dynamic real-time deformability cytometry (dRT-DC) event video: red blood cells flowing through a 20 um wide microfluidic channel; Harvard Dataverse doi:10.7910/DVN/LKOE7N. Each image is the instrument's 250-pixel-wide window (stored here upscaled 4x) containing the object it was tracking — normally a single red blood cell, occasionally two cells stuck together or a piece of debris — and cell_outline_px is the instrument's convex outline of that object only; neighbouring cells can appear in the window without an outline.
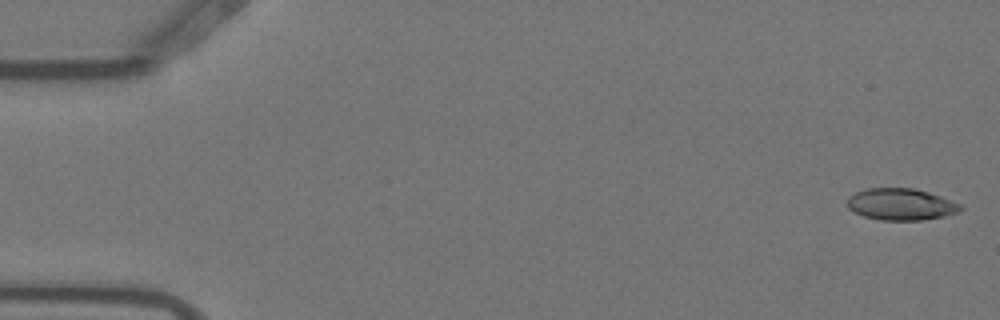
{"species": "Egyptian fruit bat (a non-hibernating species)", "species_latin": "Rousettus aegyptiacus", "temperature_condition": "warm", "stored_images_in_passage": 4, "camera_frame_rate_fps": 3000, "um_per_image_px": 0.085, "animal": {"sex": "female"}, "frame": {"image": 1, "passage_image": 1, "time_ms": 0.0, "image_size_px": [1000, 320], "cell_outline_px": [[964, 208], [960, 212], [944, 216], [920, 220], [880, 220], [864, 216], [848, 208], [848, 196], [856, 192], [868, 188], [912, 188], [928, 192], [940, 196], [960, 204]], "centroid_in_image_um": [76.59, 17.37], "position_along_channel_um": 8.4, "area_um2": 20.81}}